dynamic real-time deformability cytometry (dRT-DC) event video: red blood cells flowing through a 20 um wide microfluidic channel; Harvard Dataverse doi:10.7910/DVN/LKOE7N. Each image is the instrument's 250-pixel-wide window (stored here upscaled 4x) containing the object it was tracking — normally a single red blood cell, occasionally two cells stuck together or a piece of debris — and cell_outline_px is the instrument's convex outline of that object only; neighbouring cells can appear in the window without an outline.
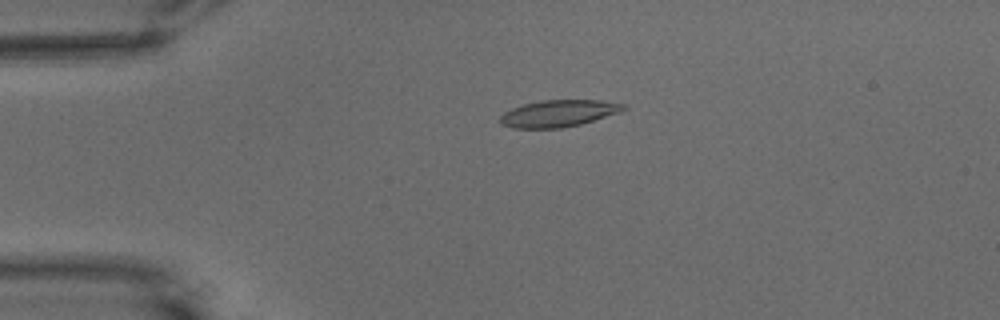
{"species": "common noctule bat (a hibernating species)", "species_latin": "Nyctalus noctula", "temperature_condition": "warm", "stored_images_in_passage": 4, "camera_frame_rate_fps": 3000, "um_per_image_px": 0.085, "animal": {"sex": "male", "body_mass_g": 15.6}, "frame": {"image": 1, "passage_image": 2, "time_ms": 0.333, "image_size_px": [1000, 320], "cell_outline_px": [[628, 108], [620, 112], [580, 124], [560, 128], [512, 128], [500, 124], [500, 116], [504, 112], [512, 108], [524, 104], [540, 100], [600, 100], [628, 104]], "centroid_in_image_um": [47.49, 9.63], "position_along_channel_um": 37.5, "area_um2": 19.36}}